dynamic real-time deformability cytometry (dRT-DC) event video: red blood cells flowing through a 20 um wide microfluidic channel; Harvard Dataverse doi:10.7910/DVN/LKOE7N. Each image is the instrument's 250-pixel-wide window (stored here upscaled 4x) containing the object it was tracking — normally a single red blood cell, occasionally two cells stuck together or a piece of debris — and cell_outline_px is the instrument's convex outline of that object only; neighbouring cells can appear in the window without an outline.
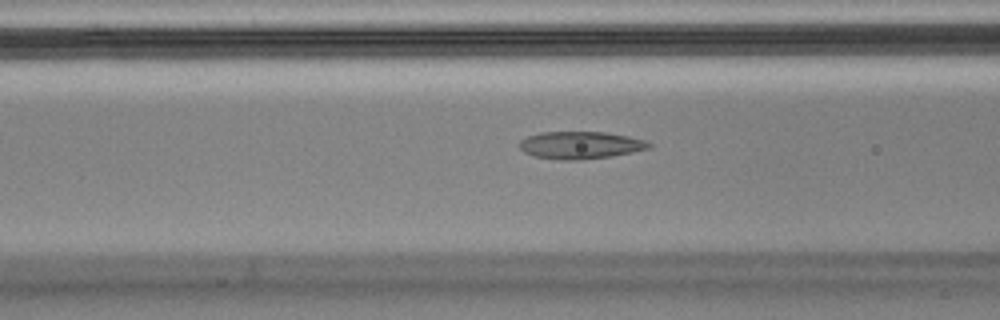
{"species": "Egyptian fruit bat (a non-hibernating species)", "species_latin": "Rousettus aegyptiacus", "temperature_condition": "cold", "stored_images_in_passage": 55, "camera_frame_rate_fps": 3000, "um_per_image_px": 0.085, "animal": {"sex": "male"}, "frame": {"image": 1, "passage_image": 21, "time_ms": 6.667, "image_size_px": [1000, 320], "cell_outline_px": [[652, 148], [612, 156], [576, 160], [564, 160], [536, 156], [524, 152], [520, 148], [520, 140], [528, 136], [540, 132], [604, 132], [628, 136], [644, 140], [652, 144]], "centroid_in_image_um": [49.36, 12.33], "position_along_channel_um": 117.2, "area_um2": 20.52}}
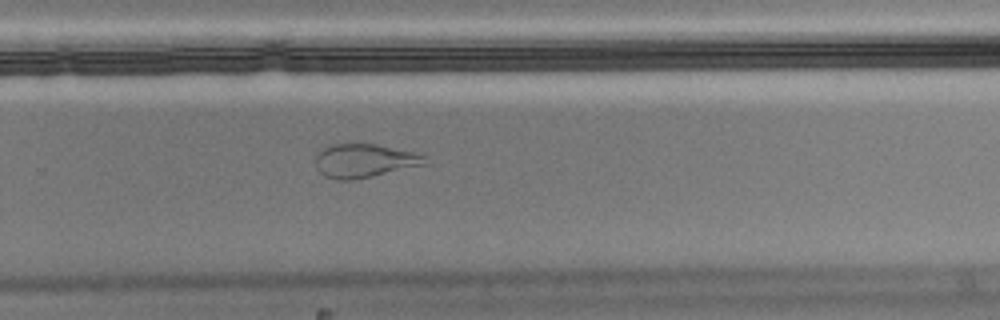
{"frame": {"image": 2, "passage_image": 36, "time_ms": 11.667, "image_size_px": [1000, 320], "cell_outline_px": [[424, 164], [372, 176], [352, 180], [336, 180], [324, 176], [316, 168], [316, 156], [324, 148], [332, 144], [376, 144], [412, 152], [424, 156]], "centroid_in_image_um": [30.89, 13.67], "position_along_channel_um": 298.9, "area_um2": 20.92}}
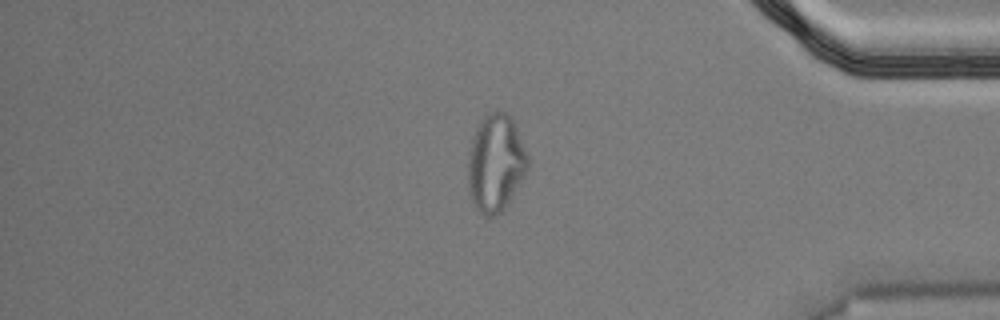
{"frame": {"image": 3, "passage_image": 46, "time_ms": 15.0, "image_size_px": [1000, 320], "cell_outline_px": [[528, 168], [524, 176], [508, 204], [496, 216], [488, 216], [480, 212], [476, 208], [468, 192], [468, 152], [472, 136], [476, 124], [484, 116], [492, 112], [508, 112], [516, 128], [528, 156]], "centroid_in_image_um": [42.1, 13.86], "position_along_channel_um": 393.1, "area_um2": 33.99}, "authors_computed_cell_mechanics": {"area_um2": 20.9236, "velocity_mm_per_s": 3.6328, "shape_relaxation_time_tau1_ms": null, "shape_relaxation_time_tau2_ms": 1.2418, "deformation_change_tau1": null, "deformation_change_tau2": 0.0821}}